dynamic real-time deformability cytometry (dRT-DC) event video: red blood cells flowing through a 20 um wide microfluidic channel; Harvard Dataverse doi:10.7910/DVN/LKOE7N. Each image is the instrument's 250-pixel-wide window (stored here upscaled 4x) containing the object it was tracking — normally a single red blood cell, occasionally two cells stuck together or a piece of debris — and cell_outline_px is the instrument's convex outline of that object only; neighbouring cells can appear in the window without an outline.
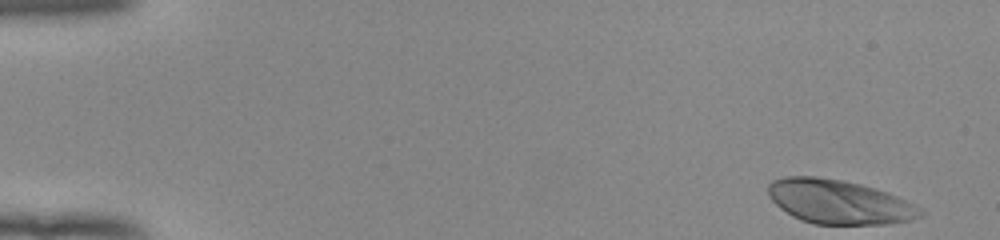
{"species": "human", "species_latin": "Homo sapiens", "temperature_condition": "room temperature", "stored_images_in_passage": 50, "camera_frame_rate_fps": 3000, "um_per_image_px": 0.085, "donor": {"sex": "female"}, "frame": {"image": 1, "passage_image": 1, "time_ms": 0.0, "image_size_px": [1000, 240], "cell_outline_px": [[924, 216], [908, 220], [888, 224], [812, 224], [800, 220], [792, 216], [780, 208], [768, 196], [768, 184], [772, 180], [784, 176], [816, 176], [844, 180], [860, 184], [888, 192], [924, 208]], "centroid_in_image_um": [71.32, 17.15], "position_along_channel_um": 13.7, "area_um2": 39.54}}
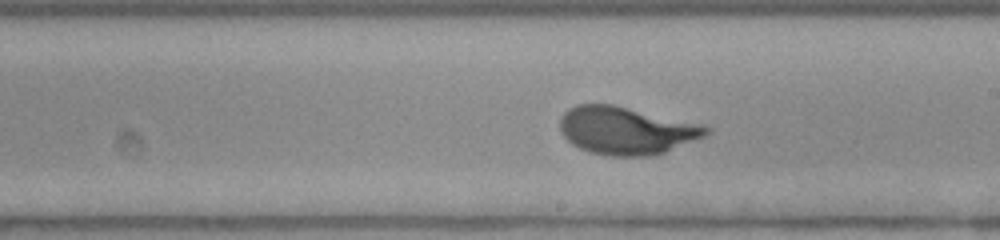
{"frame": {"image": 2, "passage_image": 29, "time_ms": 9.333, "image_size_px": [1000, 240], "cell_outline_px": [[712, 128], [704, 136], [664, 152], [648, 156], [612, 156], [588, 152], [572, 144], [560, 132], [560, 120], [564, 112], [568, 108], [576, 104], [612, 104], [704, 124]], "centroid_in_image_um": [53.21, 11.08], "position_along_channel_um": 235.8, "area_um2": 40.63}}
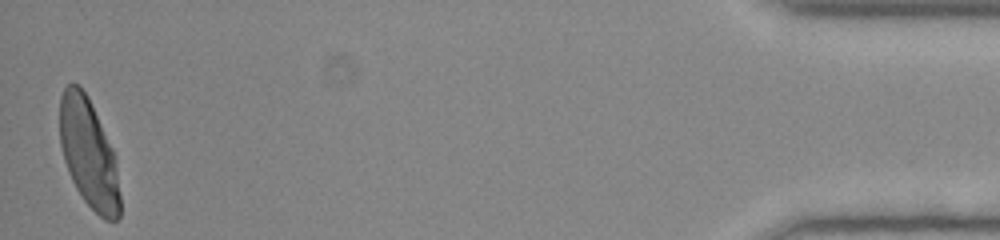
{"frame": {"image": 3, "passage_image": 50, "time_ms": 16.333, "image_size_px": [1000, 240], "cell_outline_px": [[120, 216], [116, 220], [104, 220], [84, 200], [76, 188], [72, 180], [64, 160], [60, 144], [60, 96], [64, 88], [68, 84], [76, 84], [88, 96], [112, 148], [116, 164], [120, 196]], "centroid_in_image_um": [7.53, 13.05], "position_along_channel_um": 427.7, "area_um2": 37.8}, "authors_computed_cell_mechanics": {"area_um2": 39.1017, "velocity_mm_per_s": 3.9226, "shape_relaxation_time_tau1_ms": 3.1067, "shape_relaxation_time_tau2_ms": null, "deformation_change_tau1": 0.2107, "deformation_change_tau2": null}}